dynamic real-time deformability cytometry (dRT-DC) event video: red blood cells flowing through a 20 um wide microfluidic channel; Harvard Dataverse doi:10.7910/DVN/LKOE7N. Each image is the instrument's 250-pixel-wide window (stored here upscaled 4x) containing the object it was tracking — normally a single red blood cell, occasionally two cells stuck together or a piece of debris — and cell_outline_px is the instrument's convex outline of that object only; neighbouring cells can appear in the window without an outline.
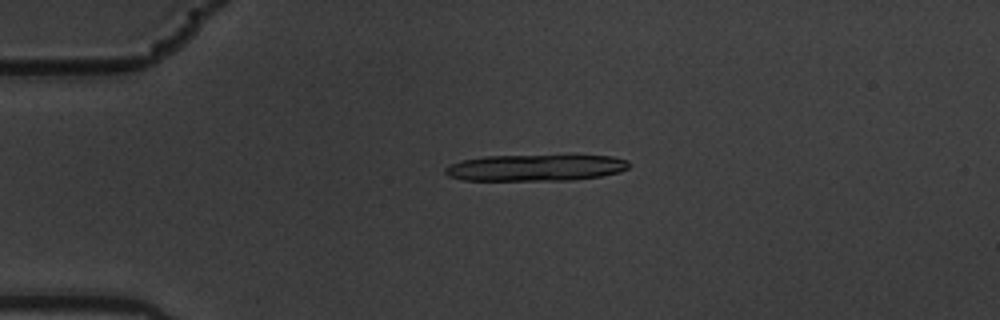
{"species": "common noctule bat (a hibernating species)", "species_latin": "Nyctalus noctula", "temperature_condition": "warm", "stored_images_in_passage": 6, "camera_frame_rate_fps": 3000, "um_per_image_px": 0.085, "animal": {"sex": "male", "body_mass_g": 19.5, "forearm_length_mm": 54.6}, "frame": {"image": 1, "passage_image": 4, "time_ms": 1.0, "image_size_px": [1000, 320], "cell_outline_px": [[632, 164], [628, 168], [620, 172], [600, 176], [572, 180], [464, 180], [448, 176], [444, 172], [444, 168], [460, 160], [484, 156], [612, 156], [628, 160]], "centroid_in_image_um": [45.53, 14.26], "position_along_channel_um": 39.5, "area_um2": 28.26}}
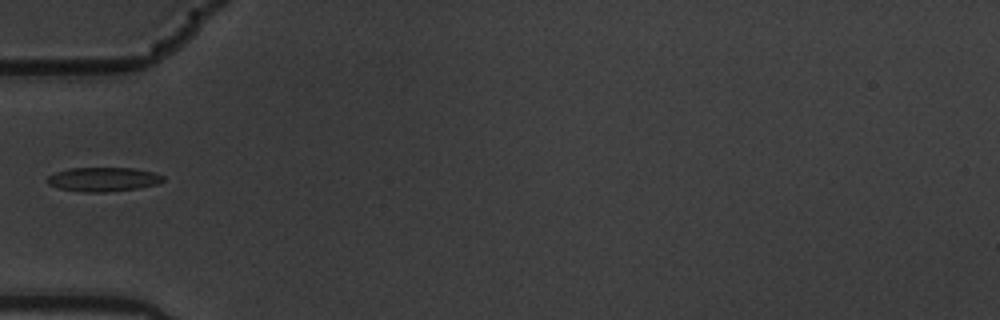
{"frame": {"image": 2, "passage_image": 6, "time_ms": 1.667, "image_size_px": [1000, 320], "cell_outline_px": [[164, 180], [156, 184], [136, 188], [104, 192], [84, 192], [60, 188], [48, 184], [44, 180], [48, 176], [56, 172], [68, 168], [132, 168], [152, 172], [164, 176]], "centroid_in_image_um": [8.72, 15.24], "position_along_channel_um": 76.3, "area_um2": 16.13}}